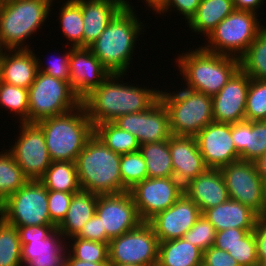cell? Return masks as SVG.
Returning <instances> with one entry per match:
<instances>
[{"label":"cell","mask_w":266,"mask_h":266,"mask_svg":"<svg viewBox=\"0 0 266 266\" xmlns=\"http://www.w3.org/2000/svg\"><path fill=\"white\" fill-rule=\"evenodd\" d=\"M240 68L252 79L266 80V26L240 58Z\"/></svg>","instance_id":"35"},{"label":"cell","mask_w":266,"mask_h":266,"mask_svg":"<svg viewBox=\"0 0 266 266\" xmlns=\"http://www.w3.org/2000/svg\"><path fill=\"white\" fill-rule=\"evenodd\" d=\"M4 48H2V45H1V42H0V59H1V57H2V54H3V52H4Z\"/></svg>","instance_id":"58"},{"label":"cell","mask_w":266,"mask_h":266,"mask_svg":"<svg viewBox=\"0 0 266 266\" xmlns=\"http://www.w3.org/2000/svg\"><path fill=\"white\" fill-rule=\"evenodd\" d=\"M11 0H0V4Z\"/></svg>","instance_id":"60"},{"label":"cell","mask_w":266,"mask_h":266,"mask_svg":"<svg viewBox=\"0 0 266 266\" xmlns=\"http://www.w3.org/2000/svg\"><path fill=\"white\" fill-rule=\"evenodd\" d=\"M71 239V240H70ZM67 241V251L76 259L90 262H109L108 244L71 237ZM72 241V242H70ZM71 243V244H70Z\"/></svg>","instance_id":"40"},{"label":"cell","mask_w":266,"mask_h":266,"mask_svg":"<svg viewBox=\"0 0 266 266\" xmlns=\"http://www.w3.org/2000/svg\"><path fill=\"white\" fill-rule=\"evenodd\" d=\"M123 75L126 74L111 73L82 100L88 118L94 126L113 122L122 115L148 110L159 100V88L147 89L140 85L123 83Z\"/></svg>","instance_id":"1"},{"label":"cell","mask_w":266,"mask_h":266,"mask_svg":"<svg viewBox=\"0 0 266 266\" xmlns=\"http://www.w3.org/2000/svg\"><path fill=\"white\" fill-rule=\"evenodd\" d=\"M254 229H238L228 228L223 231L216 232L214 247L228 251L236 244L241 242V239L250 231Z\"/></svg>","instance_id":"46"},{"label":"cell","mask_w":266,"mask_h":266,"mask_svg":"<svg viewBox=\"0 0 266 266\" xmlns=\"http://www.w3.org/2000/svg\"><path fill=\"white\" fill-rule=\"evenodd\" d=\"M229 198L254 210L259 216L264 205V181L253 161L237 160L220 169Z\"/></svg>","instance_id":"13"},{"label":"cell","mask_w":266,"mask_h":266,"mask_svg":"<svg viewBox=\"0 0 266 266\" xmlns=\"http://www.w3.org/2000/svg\"><path fill=\"white\" fill-rule=\"evenodd\" d=\"M169 149L174 178L182 186L208 169L195 137L172 135L169 139Z\"/></svg>","instance_id":"21"},{"label":"cell","mask_w":266,"mask_h":266,"mask_svg":"<svg viewBox=\"0 0 266 266\" xmlns=\"http://www.w3.org/2000/svg\"><path fill=\"white\" fill-rule=\"evenodd\" d=\"M77 237L106 243V231H102L101 219L96 213L84 224Z\"/></svg>","instance_id":"49"},{"label":"cell","mask_w":266,"mask_h":266,"mask_svg":"<svg viewBox=\"0 0 266 266\" xmlns=\"http://www.w3.org/2000/svg\"><path fill=\"white\" fill-rule=\"evenodd\" d=\"M47 190L77 193L81 190L75 162H52L39 180Z\"/></svg>","instance_id":"32"},{"label":"cell","mask_w":266,"mask_h":266,"mask_svg":"<svg viewBox=\"0 0 266 266\" xmlns=\"http://www.w3.org/2000/svg\"><path fill=\"white\" fill-rule=\"evenodd\" d=\"M257 170V173L262 178L264 183H266V153L259 156L255 161H253Z\"/></svg>","instance_id":"54"},{"label":"cell","mask_w":266,"mask_h":266,"mask_svg":"<svg viewBox=\"0 0 266 266\" xmlns=\"http://www.w3.org/2000/svg\"><path fill=\"white\" fill-rule=\"evenodd\" d=\"M158 252L159 240L148 222L112 238L108 244L109 264L157 266Z\"/></svg>","instance_id":"11"},{"label":"cell","mask_w":266,"mask_h":266,"mask_svg":"<svg viewBox=\"0 0 266 266\" xmlns=\"http://www.w3.org/2000/svg\"><path fill=\"white\" fill-rule=\"evenodd\" d=\"M208 169L222 167L240 159L231 137V124L211 122L195 136Z\"/></svg>","instance_id":"17"},{"label":"cell","mask_w":266,"mask_h":266,"mask_svg":"<svg viewBox=\"0 0 266 266\" xmlns=\"http://www.w3.org/2000/svg\"><path fill=\"white\" fill-rule=\"evenodd\" d=\"M240 266H260L257 257V242L254 232H248L241 242L227 251Z\"/></svg>","instance_id":"43"},{"label":"cell","mask_w":266,"mask_h":266,"mask_svg":"<svg viewBox=\"0 0 266 266\" xmlns=\"http://www.w3.org/2000/svg\"><path fill=\"white\" fill-rule=\"evenodd\" d=\"M67 243L56 228L46 239L31 240L21 248L23 266H65Z\"/></svg>","instance_id":"23"},{"label":"cell","mask_w":266,"mask_h":266,"mask_svg":"<svg viewBox=\"0 0 266 266\" xmlns=\"http://www.w3.org/2000/svg\"><path fill=\"white\" fill-rule=\"evenodd\" d=\"M145 3V7L147 6V8H151L153 10V12H156V14L163 8V6L166 3V0H144Z\"/></svg>","instance_id":"55"},{"label":"cell","mask_w":266,"mask_h":266,"mask_svg":"<svg viewBox=\"0 0 266 266\" xmlns=\"http://www.w3.org/2000/svg\"><path fill=\"white\" fill-rule=\"evenodd\" d=\"M130 3L129 0H122L123 8L88 47L110 73L128 72L137 38L144 32L146 25L137 18L134 6Z\"/></svg>","instance_id":"2"},{"label":"cell","mask_w":266,"mask_h":266,"mask_svg":"<svg viewBox=\"0 0 266 266\" xmlns=\"http://www.w3.org/2000/svg\"><path fill=\"white\" fill-rule=\"evenodd\" d=\"M160 101L168 111L171 134L195 137L213 122L212 96L185 88L176 92L160 91Z\"/></svg>","instance_id":"7"},{"label":"cell","mask_w":266,"mask_h":266,"mask_svg":"<svg viewBox=\"0 0 266 266\" xmlns=\"http://www.w3.org/2000/svg\"><path fill=\"white\" fill-rule=\"evenodd\" d=\"M234 10L233 0H202L187 27L197 35L202 33L207 37Z\"/></svg>","instance_id":"29"},{"label":"cell","mask_w":266,"mask_h":266,"mask_svg":"<svg viewBox=\"0 0 266 266\" xmlns=\"http://www.w3.org/2000/svg\"><path fill=\"white\" fill-rule=\"evenodd\" d=\"M183 191L197 204L202 214L230 199L220 169H207L183 186Z\"/></svg>","instance_id":"22"},{"label":"cell","mask_w":266,"mask_h":266,"mask_svg":"<svg viewBox=\"0 0 266 266\" xmlns=\"http://www.w3.org/2000/svg\"><path fill=\"white\" fill-rule=\"evenodd\" d=\"M94 134L117 154L123 155L139 151L140 145L135 136L119 128L113 122L95 125Z\"/></svg>","instance_id":"33"},{"label":"cell","mask_w":266,"mask_h":266,"mask_svg":"<svg viewBox=\"0 0 266 266\" xmlns=\"http://www.w3.org/2000/svg\"><path fill=\"white\" fill-rule=\"evenodd\" d=\"M203 251L184 238L159 242L157 266H199Z\"/></svg>","instance_id":"30"},{"label":"cell","mask_w":266,"mask_h":266,"mask_svg":"<svg viewBox=\"0 0 266 266\" xmlns=\"http://www.w3.org/2000/svg\"><path fill=\"white\" fill-rule=\"evenodd\" d=\"M176 65L187 89L216 95L240 69V59L210 52L202 46L178 54Z\"/></svg>","instance_id":"3"},{"label":"cell","mask_w":266,"mask_h":266,"mask_svg":"<svg viewBox=\"0 0 266 266\" xmlns=\"http://www.w3.org/2000/svg\"><path fill=\"white\" fill-rule=\"evenodd\" d=\"M202 215L200 208L185 193L168 209L157 213L148 223L159 242L183 238Z\"/></svg>","instance_id":"18"},{"label":"cell","mask_w":266,"mask_h":266,"mask_svg":"<svg viewBox=\"0 0 266 266\" xmlns=\"http://www.w3.org/2000/svg\"><path fill=\"white\" fill-rule=\"evenodd\" d=\"M68 50L66 53H61V56L56 57L52 60V62L46 64L43 68V63L39 57L36 56L37 60V67L38 71L43 72L49 76H53L55 78L68 81L70 80V67H69V61H70V49L72 48L70 44L68 45ZM51 61V60H50Z\"/></svg>","instance_id":"45"},{"label":"cell","mask_w":266,"mask_h":266,"mask_svg":"<svg viewBox=\"0 0 266 266\" xmlns=\"http://www.w3.org/2000/svg\"><path fill=\"white\" fill-rule=\"evenodd\" d=\"M199 266H207V265H205V264L202 262Z\"/></svg>","instance_id":"61"},{"label":"cell","mask_w":266,"mask_h":266,"mask_svg":"<svg viewBox=\"0 0 266 266\" xmlns=\"http://www.w3.org/2000/svg\"><path fill=\"white\" fill-rule=\"evenodd\" d=\"M17 227L0 216V266H23Z\"/></svg>","instance_id":"37"},{"label":"cell","mask_w":266,"mask_h":266,"mask_svg":"<svg viewBox=\"0 0 266 266\" xmlns=\"http://www.w3.org/2000/svg\"><path fill=\"white\" fill-rule=\"evenodd\" d=\"M121 155L109 149L95 134L75 161L81 190L96 195L123 192Z\"/></svg>","instance_id":"4"},{"label":"cell","mask_w":266,"mask_h":266,"mask_svg":"<svg viewBox=\"0 0 266 266\" xmlns=\"http://www.w3.org/2000/svg\"><path fill=\"white\" fill-rule=\"evenodd\" d=\"M55 225H33L17 227L21 246L31 240L46 239L54 230Z\"/></svg>","instance_id":"48"},{"label":"cell","mask_w":266,"mask_h":266,"mask_svg":"<svg viewBox=\"0 0 266 266\" xmlns=\"http://www.w3.org/2000/svg\"><path fill=\"white\" fill-rule=\"evenodd\" d=\"M98 195L80 190L73 194L70 206L62 222L56 227L67 241L77 236L84 224L95 214Z\"/></svg>","instance_id":"28"},{"label":"cell","mask_w":266,"mask_h":266,"mask_svg":"<svg viewBox=\"0 0 266 266\" xmlns=\"http://www.w3.org/2000/svg\"><path fill=\"white\" fill-rule=\"evenodd\" d=\"M203 263L207 266H240L227 251L214 246L203 251Z\"/></svg>","instance_id":"50"},{"label":"cell","mask_w":266,"mask_h":266,"mask_svg":"<svg viewBox=\"0 0 266 266\" xmlns=\"http://www.w3.org/2000/svg\"><path fill=\"white\" fill-rule=\"evenodd\" d=\"M261 219L266 220V183H264V205H263V211L261 215L259 216Z\"/></svg>","instance_id":"56"},{"label":"cell","mask_w":266,"mask_h":266,"mask_svg":"<svg viewBox=\"0 0 266 266\" xmlns=\"http://www.w3.org/2000/svg\"><path fill=\"white\" fill-rule=\"evenodd\" d=\"M0 106L5 110H9L19 122L28 123L29 115V99L28 89L14 86L0 80Z\"/></svg>","instance_id":"38"},{"label":"cell","mask_w":266,"mask_h":266,"mask_svg":"<svg viewBox=\"0 0 266 266\" xmlns=\"http://www.w3.org/2000/svg\"><path fill=\"white\" fill-rule=\"evenodd\" d=\"M253 232L257 242V257L261 264L266 260V220L260 218Z\"/></svg>","instance_id":"51"},{"label":"cell","mask_w":266,"mask_h":266,"mask_svg":"<svg viewBox=\"0 0 266 266\" xmlns=\"http://www.w3.org/2000/svg\"><path fill=\"white\" fill-rule=\"evenodd\" d=\"M0 216L19 226L54 225L48 210V190L39 180H28L0 204Z\"/></svg>","instance_id":"10"},{"label":"cell","mask_w":266,"mask_h":266,"mask_svg":"<svg viewBox=\"0 0 266 266\" xmlns=\"http://www.w3.org/2000/svg\"><path fill=\"white\" fill-rule=\"evenodd\" d=\"M258 14L234 10L224 18L205 38L202 47L210 52L240 59L257 34L265 27L258 21Z\"/></svg>","instance_id":"8"},{"label":"cell","mask_w":266,"mask_h":266,"mask_svg":"<svg viewBox=\"0 0 266 266\" xmlns=\"http://www.w3.org/2000/svg\"><path fill=\"white\" fill-rule=\"evenodd\" d=\"M3 151L0 152V204L28 181L12 154Z\"/></svg>","instance_id":"36"},{"label":"cell","mask_w":266,"mask_h":266,"mask_svg":"<svg viewBox=\"0 0 266 266\" xmlns=\"http://www.w3.org/2000/svg\"><path fill=\"white\" fill-rule=\"evenodd\" d=\"M201 1L202 0H166L165 5L157 15L166 14L168 11L171 12V10L174 9V11L181 13L184 17L183 19L188 23L195 15Z\"/></svg>","instance_id":"47"},{"label":"cell","mask_w":266,"mask_h":266,"mask_svg":"<svg viewBox=\"0 0 266 266\" xmlns=\"http://www.w3.org/2000/svg\"><path fill=\"white\" fill-rule=\"evenodd\" d=\"M28 123H37L45 118L65 114L82 104L70 82L38 71L28 89Z\"/></svg>","instance_id":"9"},{"label":"cell","mask_w":266,"mask_h":266,"mask_svg":"<svg viewBox=\"0 0 266 266\" xmlns=\"http://www.w3.org/2000/svg\"><path fill=\"white\" fill-rule=\"evenodd\" d=\"M109 266H142L136 264H109Z\"/></svg>","instance_id":"57"},{"label":"cell","mask_w":266,"mask_h":266,"mask_svg":"<svg viewBox=\"0 0 266 266\" xmlns=\"http://www.w3.org/2000/svg\"><path fill=\"white\" fill-rule=\"evenodd\" d=\"M249 86L250 77L240 68L228 83L212 96L213 121L229 124L245 121Z\"/></svg>","instance_id":"19"},{"label":"cell","mask_w":266,"mask_h":266,"mask_svg":"<svg viewBox=\"0 0 266 266\" xmlns=\"http://www.w3.org/2000/svg\"><path fill=\"white\" fill-rule=\"evenodd\" d=\"M266 120V80L250 78L245 121Z\"/></svg>","instance_id":"41"},{"label":"cell","mask_w":266,"mask_h":266,"mask_svg":"<svg viewBox=\"0 0 266 266\" xmlns=\"http://www.w3.org/2000/svg\"><path fill=\"white\" fill-rule=\"evenodd\" d=\"M139 151L146 163L148 178L174 177L169 140L142 144Z\"/></svg>","instance_id":"31"},{"label":"cell","mask_w":266,"mask_h":266,"mask_svg":"<svg viewBox=\"0 0 266 266\" xmlns=\"http://www.w3.org/2000/svg\"><path fill=\"white\" fill-rule=\"evenodd\" d=\"M120 172L123 192L129 191L137 183L148 178L147 167L140 151L121 155Z\"/></svg>","instance_id":"39"},{"label":"cell","mask_w":266,"mask_h":266,"mask_svg":"<svg viewBox=\"0 0 266 266\" xmlns=\"http://www.w3.org/2000/svg\"><path fill=\"white\" fill-rule=\"evenodd\" d=\"M52 0H11L0 4V42L5 50L31 49L26 40L42 29ZM40 27V28H39ZM25 45V46H24Z\"/></svg>","instance_id":"6"},{"label":"cell","mask_w":266,"mask_h":266,"mask_svg":"<svg viewBox=\"0 0 266 266\" xmlns=\"http://www.w3.org/2000/svg\"><path fill=\"white\" fill-rule=\"evenodd\" d=\"M37 124L43 131L52 162H75L94 135V125L83 104L65 114L40 120Z\"/></svg>","instance_id":"5"},{"label":"cell","mask_w":266,"mask_h":266,"mask_svg":"<svg viewBox=\"0 0 266 266\" xmlns=\"http://www.w3.org/2000/svg\"><path fill=\"white\" fill-rule=\"evenodd\" d=\"M19 125L20 136L7 150L28 180H40L52 163L43 131L37 123L20 122Z\"/></svg>","instance_id":"12"},{"label":"cell","mask_w":266,"mask_h":266,"mask_svg":"<svg viewBox=\"0 0 266 266\" xmlns=\"http://www.w3.org/2000/svg\"><path fill=\"white\" fill-rule=\"evenodd\" d=\"M95 213L101 219L102 231H106V243L143 222L129 191L98 195Z\"/></svg>","instance_id":"15"},{"label":"cell","mask_w":266,"mask_h":266,"mask_svg":"<svg viewBox=\"0 0 266 266\" xmlns=\"http://www.w3.org/2000/svg\"><path fill=\"white\" fill-rule=\"evenodd\" d=\"M231 137L240 159L255 161L266 153V120L233 123Z\"/></svg>","instance_id":"26"},{"label":"cell","mask_w":266,"mask_h":266,"mask_svg":"<svg viewBox=\"0 0 266 266\" xmlns=\"http://www.w3.org/2000/svg\"><path fill=\"white\" fill-rule=\"evenodd\" d=\"M113 123L135 136L139 145L169 140L172 136L168 111L160 99L148 110L119 116Z\"/></svg>","instance_id":"16"},{"label":"cell","mask_w":266,"mask_h":266,"mask_svg":"<svg viewBox=\"0 0 266 266\" xmlns=\"http://www.w3.org/2000/svg\"><path fill=\"white\" fill-rule=\"evenodd\" d=\"M74 193L48 190V210L51 222L57 227L68 211Z\"/></svg>","instance_id":"44"},{"label":"cell","mask_w":266,"mask_h":266,"mask_svg":"<svg viewBox=\"0 0 266 266\" xmlns=\"http://www.w3.org/2000/svg\"><path fill=\"white\" fill-rule=\"evenodd\" d=\"M143 222L168 209L184 193L174 178H146L129 190Z\"/></svg>","instance_id":"14"},{"label":"cell","mask_w":266,"mask_h":266,"mask_svg":"<svg viewBox=\"0 0 266 266\" xmlns=\"http://www.w3.org/2000/svg\"><path fill=\"white\" fill-rule=\"evenodd\" d=\"M65 266H109V262H90L74 258L68 251Z\"/></svg>","instance_id":"53"},{"label":"cell","mask_w":266,"mask_h":266,"mask_svg":"<svg viewBox=\"0 0 266 266\" xmlns=\"http://www.w3.org/2000/svg\"><path fill=\"white\" fill-rule=\"evenodd\" d=\"M70 84L83 100L111 74L87 47L70 49Z\"/></svg>","instance_id":"20"},{"label":"cell","mask_w":266,"mask_h":266,"mask_svg":"<svg viewBox=\"0 0 266 266\" xmlns=\"http://www.w3.org/2000/svg\"><path fill=\"white\" fill-rule=\"evenodd\" d=\"M260 266H266V260H264V261L260 264Z\"/></svg>","instance_id":"59"},{"label":"cell","mask_w":266,"mask_h":266,"mask_svg":"<svg viewBox=\"0 0 266 266\" xmlns=\"http://www.w3.org/2000/svg\"><path fill=\"white\" fill-rule=\"evenodd\" d=\"M83 17V47H89L123 8L122 0H76Z\"/></svg>","instance_id":"25"},{"label":"cell","mask_w":266,"mask_h":266,"mask_svg":"<svg viewBox=\"0 0 266 266\" xmlns=\"http://www.w3.org/2000/svg\"><path fill=\"white\" fill-rule=\"evenodd\" d=\"M203 215L212 223L216 232L228 228L254 229L260 219L254 210L231 199L207 209Z\"/></svg>","instance_id":"27"},{"label":"cell","mask_w":266,"mask_h":266,"mask_svg":"<svg viewBox=\"0 0 266 266\" xmlns=\"http://www.w3.org/2000/svg\"><path fill=\"white\" fill-rule=\"evenodd\" d=\"M265 0H233L234 8L236 10L250 11L258 13L260 6L263 5Z\"/></svg>","instance_id":"52"},{"label":"cell","mask_w":266,"mask_h":266,"mask_svg":"<svg viewBox=\"0 0 266 266\" xmlns=\"http://www.w3.org/2000/svg\"><path fill=\"white\" fill-rule=\"evenodd\" d=\"M216 230L212 223L201 215L195 224L184 234L183 238L202 251L214 246Z\"/></svg>","instance_id":"42"},{"label":"cell","mask_w":266,"mask_h":266,"mask_svg":"<svg viewBox=\"0 0 266 266\" xmlns=\"http://www.w3.org/2000/svg\"><path fill=\"white\" fill-rule=\"evenodd\" d=\"M32 49L4 50L0 59V80L29 89L38 73L36 54Z\"/></svg>","instance_id":"24"},{"label":"cell","mask_w":266,"mask_h":266,"mask_svg":"<svg viewBox=\"0 0 266 266\" xmlns=\"http://www.w3.org/2000/svg\"><path fill=\"white\" fill-rule=\"evenodd\" d=\"M59 26L72 48L83 47V17L81 5L76 0L62 3L59 12ZM61 22V23H60Z\"/></svg>","instance_id":"34"}]
</instances>
